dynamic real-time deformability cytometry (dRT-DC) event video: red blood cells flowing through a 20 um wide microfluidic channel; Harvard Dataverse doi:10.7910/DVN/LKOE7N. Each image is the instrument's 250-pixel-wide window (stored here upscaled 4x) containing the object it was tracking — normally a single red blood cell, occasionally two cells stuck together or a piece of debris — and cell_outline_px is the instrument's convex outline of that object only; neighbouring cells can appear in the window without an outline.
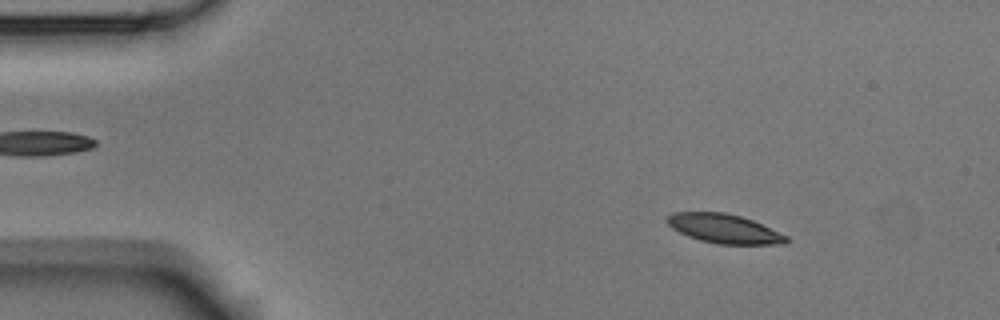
{"species": "Egyptian fruit bat (a non-hibernating species)", "species_latin": "Rousettus aegyptiacus", "temperature_condition": "room temperature", "stored_images_in_passage": 37, "camera_frame_rate_fps": 3000, "um_per_image_px": 0.085, "animal": {"sex": "male"}, "frame": {"image": 1, "passage_image": 7, "time_ms": 2.0, "image_size_px": [1000, 320], "cell_outline_px": [[792, 240], [784, 244], [716, 244], [700, 240], [688, 236], [672, 228], [664, 220], [664, 216], [672, 212], [724, 212], [740, 216], [752, 220], [788, 236]], "centroid_in_image_um": [61.53, 19.43], "position_along_channel_um": 23.5, "area_um2": 20.4}}
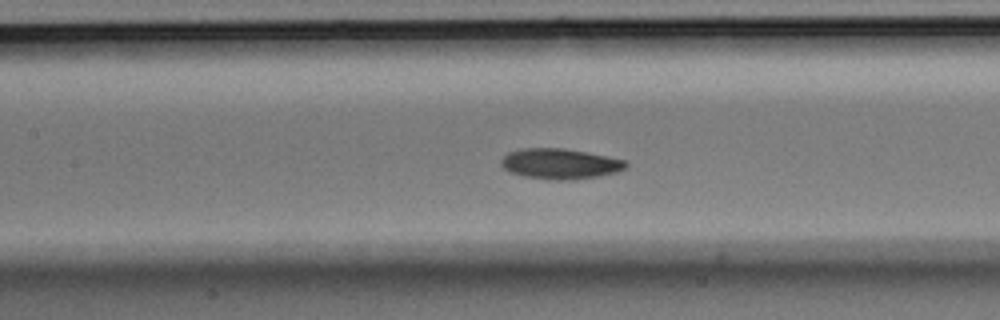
{"frame": {"image": 2, "passage_image": 24, "time_ms": 7.667, "image_size_px": [1000, 320], "cell_outline_px": [[628, 164], [624, 168], [616, 172], [600, 176], [572, 180], [552, 180], [524, 176], [508, 172], [500, 164], [500, 160], [508, 152], [520, 148], [564, 148], [624, 160]], "centroid_in_image_um": [47.54, 13.93], "position_along_channel_um": 159.9, "area_um2": 22.08}}
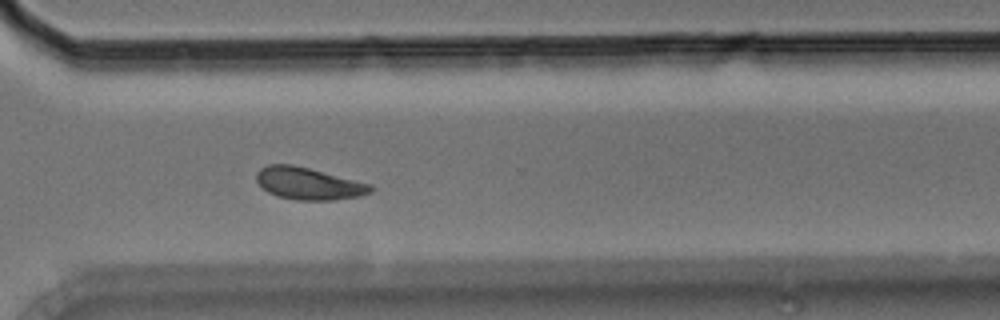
{"frame": {"image": 3, "passage_image": 37, "time_ms": 12.0, "image_size_px": [1000, 320], "cell_outline_px": [[372, 192], [360, 196], [332, 200], [296, 200], [276, 196], [268, 192], [256, 180], [256, 172], [260, 168], [268, 164], [292, 164], [372, 184]], "centroid_in_image_um": [26.21, 15.6], "position_along_channel_um": 344.4, "area_um2": 21.33}}